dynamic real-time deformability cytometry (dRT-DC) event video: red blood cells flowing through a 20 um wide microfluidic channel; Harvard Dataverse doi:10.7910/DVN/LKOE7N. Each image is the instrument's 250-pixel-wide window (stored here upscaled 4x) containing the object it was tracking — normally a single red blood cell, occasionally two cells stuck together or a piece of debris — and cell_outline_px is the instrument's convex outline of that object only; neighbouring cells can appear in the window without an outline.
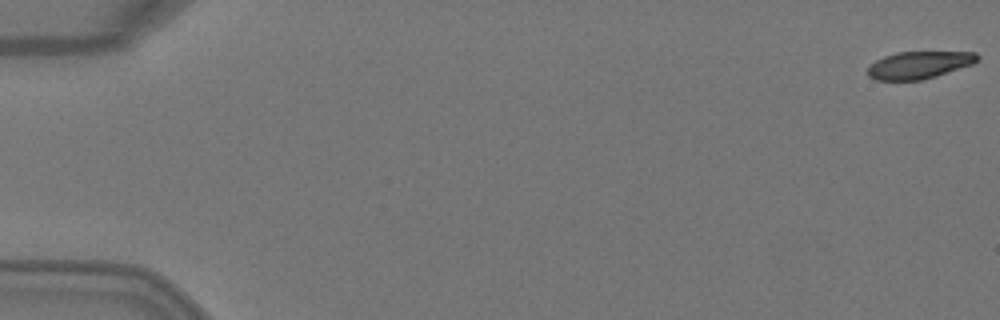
{"species": "Egyptian fruit bat (a non-hibernating species)", "species_latin": "Rousettus aegyptiacus", "temperature_condition": "warm", "stored_images_in_passage": 5, "camera_frame_rate_fps": 3000, "um_per_image_px": 0.085, "animal": {"sex": "female"}, "frame": {"image": 1, "passage_image": 1, "time_ms": 0.0, "image_size_px": [1000, 320], "cell_outline_px": [[980, 56], [972, 64], [936, 76], [920, 80], [876, 80], [868, 76], [868, 68], [876, 60], [884, 56], [896, 52], [976, 52]], "centroid_in_image_um": [78.11, 5.52], "position_along_channel_um": 6.9, "area_um2": 17.28}}
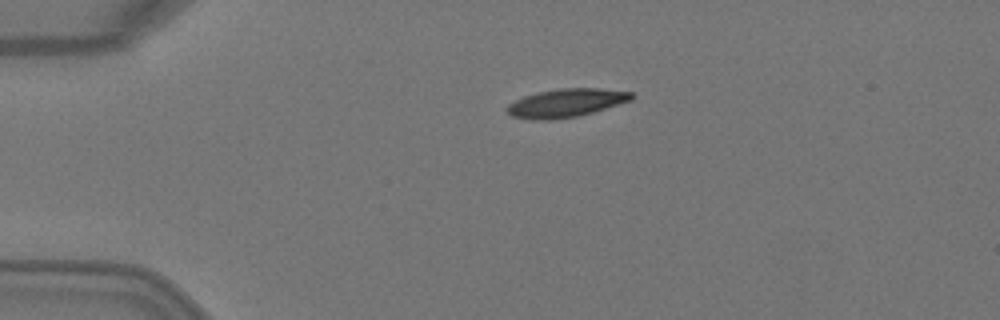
{"frame": {"image": 2, "passage_image": 4, "time_ms": 1.0, "image_size_px": [1000, 320], "cell_outline_px": [[632, 100], [580, 116], [552, 120], [532, 120], [512, 116], [504, 108], [508, 104], [524, 96], [536, 92], [560, 88], [600, 88], [632, 92]], "centroid_in_image_um": [48.09, 8.75], "position_along_channel_um": 36.9, "area_um2": 20.69}}